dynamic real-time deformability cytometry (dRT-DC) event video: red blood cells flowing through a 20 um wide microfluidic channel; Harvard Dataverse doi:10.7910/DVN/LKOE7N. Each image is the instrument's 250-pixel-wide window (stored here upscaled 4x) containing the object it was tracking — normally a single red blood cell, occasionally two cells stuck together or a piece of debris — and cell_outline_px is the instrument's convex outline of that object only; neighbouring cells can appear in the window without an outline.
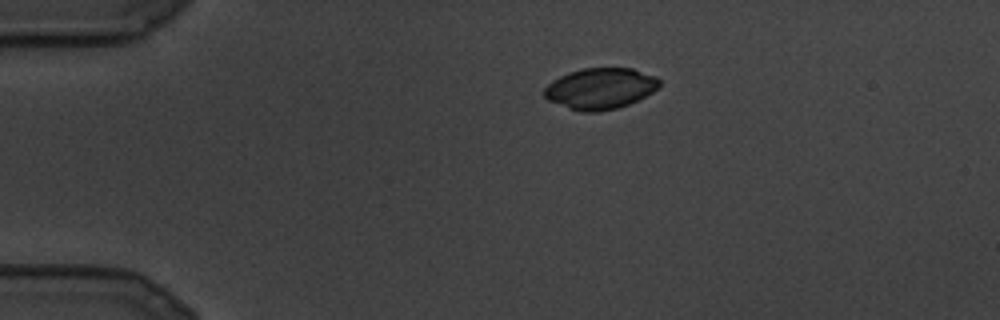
{"species": "common noctule bat (a hibernating species)", "species_latin": "Nyctalus noctula", "temperature_condition": "cold", "stored_images_in_passage": 24, "camera_frame_rate_fps": 3000, "um_per_image_px": 0.085, "animal": {"sex": "male", "body_mass_g": 19.5, "forearm_length_mm": 54.6}, "frame": {"image": 1, "passage_image": 1, "time_ms": 0.0, "image_size_px": [1000, 320], "cell_outline_px": [[660, 88], [628, 104], [616, 108], [596, 112], [580, 112], [568, 108], [548, 100], [544, 96], [544, 88], [552, 80], [568, 72], [584, 68], [632, 68], [656, 76], [660, 80]], "centroid_in_image_um": [51.02, 7.52], "position_along_channel_um": 34.0, "area_um2": 27.57}}
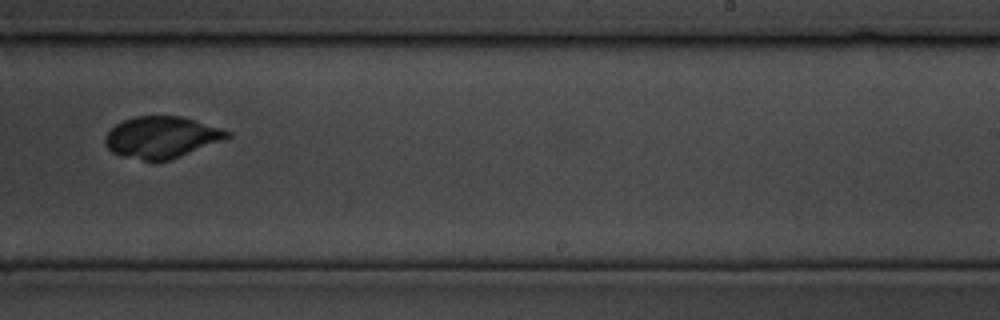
{"frame": {"image": 2, "passage_image": 13, "time_ms": 4.0, "image_size_px": [1000, 320], "cell_outline_px": [[232, 136], [224, 140], [172, 160], [152, 164], [124, 156], [112, 152], [104, 144], [104, 136], [116, 124], [124, 120], [136, 116], [180, 116], [220, 128], [232, 132]], "centroid_in_image_um": [13.73, 11.71], "position_along_channel_um": 275.3, "area_um2": 30.06}}
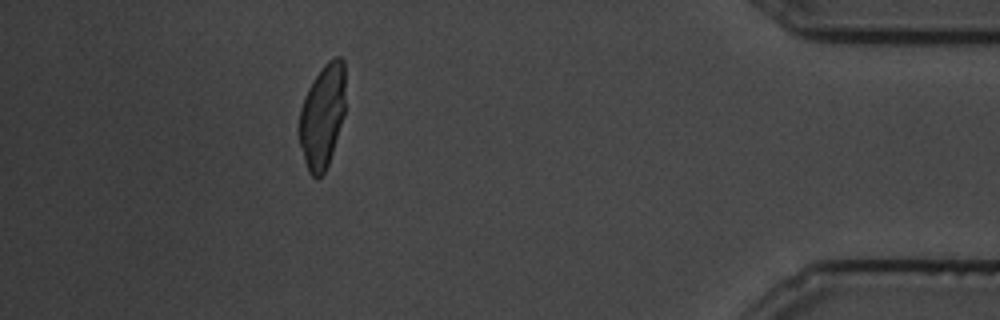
{"frame": {"image": 3, "passage_image": 20, "time_ms": 6.333, "image_size_px": [1000, 320], "cell_outline_px": [[344, 116], [328, 164], [324, 172], [316, 180], [308, 172], [304, 160], [300, 144], [300, 108], [304, 96], [308, 88], [324, 64], [328, 60], [336, 56], [340, 56], [344, 60]], "centroid_in_image_um": [27.4, 9.86], "position_along_channel_um": 407.8, "area_um2": 27.74}}